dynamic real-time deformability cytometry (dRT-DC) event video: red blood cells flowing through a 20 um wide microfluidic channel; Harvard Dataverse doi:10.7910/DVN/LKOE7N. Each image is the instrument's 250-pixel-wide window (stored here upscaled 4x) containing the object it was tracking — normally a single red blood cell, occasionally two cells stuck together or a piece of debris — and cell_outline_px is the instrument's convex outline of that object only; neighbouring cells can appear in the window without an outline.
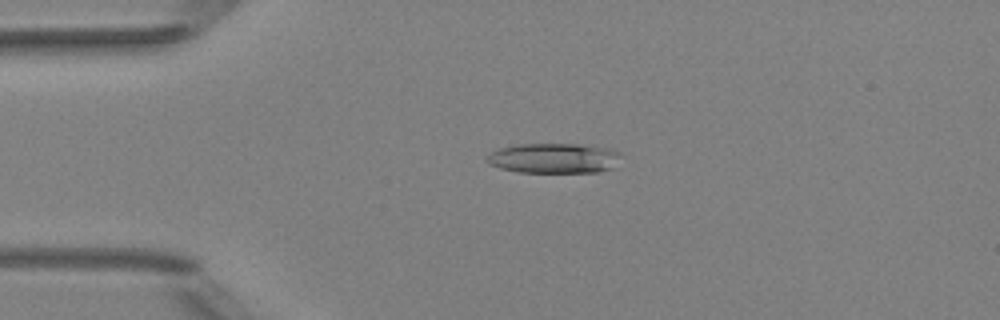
{"species": "Egyptian fruit bat (a non-hibernating species)", "species_latin": "Rousettus aegyptiacus", "temperature_condition": "room temperature", "stored_images_in_passage": 7, "camera_frame_rate_fps": 3000, "um_per_image_px": 0.085, "animal": {"sex": "female"}, "frame": {"image": 1, "passage_image": 3, "time_ms": 2.333, "image_size_px": [1000, 320], "cell_outline_px": [[620, 152], [616, 168], [596, 172], [520, 172], [500, 168], [488, 164], [488, 156], [492, 152], [500, 148], [520, 144], [576, 144], [604, 148]], "centroid_in_image_um": [47.1, 13.46], "position_along_channel_um": 37.9, "area_um2": 23.24}}
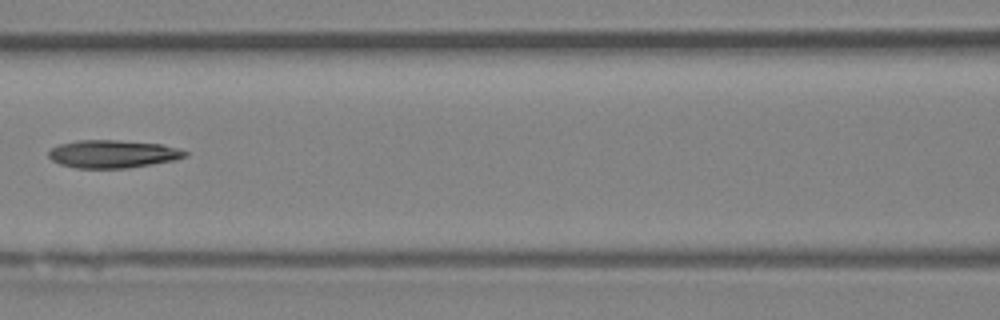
{"frame": {"image": 2, "passage_image": 6, "time_ms": 6.0, "image_size_px": [1000, 320], "cell_outline_px": [[188, 156], [172, 160], [128, 168], [76, 168], [60, 164], [52, 160], [48, 156], [48, 152], [52, 148], [60, 144], [76, 140], [120, 140], [160, 144], [180, 148], [188, 152]], "centroid_in_image_um": [9.58, 13.08], "position_along_channel_um": 157.0, "area_um2": 22.14}}
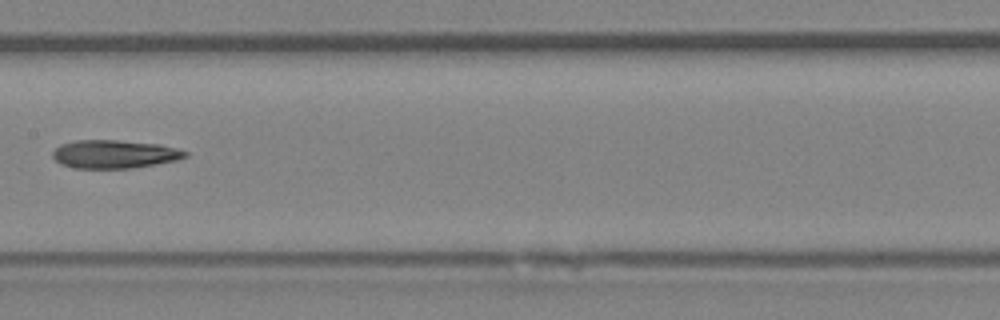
{"frame": {"image": 3, "passage_image": 7, "time_ms": 7.0, "image_size_px": [1000, 320], "cell_outline_px": [[188, 156], [176, 160], [156, 164], [132, 168], [76, 168], [60, 164], [52, 156], [52, 152], [60, 144], [76, 140], [116, 140], [160, 144], [176, 148], [188, 152]], "centroid_in_image_um": [9.72, 13.1], "position_along_channel_um": 197.7, "area_um2": 21.85}}